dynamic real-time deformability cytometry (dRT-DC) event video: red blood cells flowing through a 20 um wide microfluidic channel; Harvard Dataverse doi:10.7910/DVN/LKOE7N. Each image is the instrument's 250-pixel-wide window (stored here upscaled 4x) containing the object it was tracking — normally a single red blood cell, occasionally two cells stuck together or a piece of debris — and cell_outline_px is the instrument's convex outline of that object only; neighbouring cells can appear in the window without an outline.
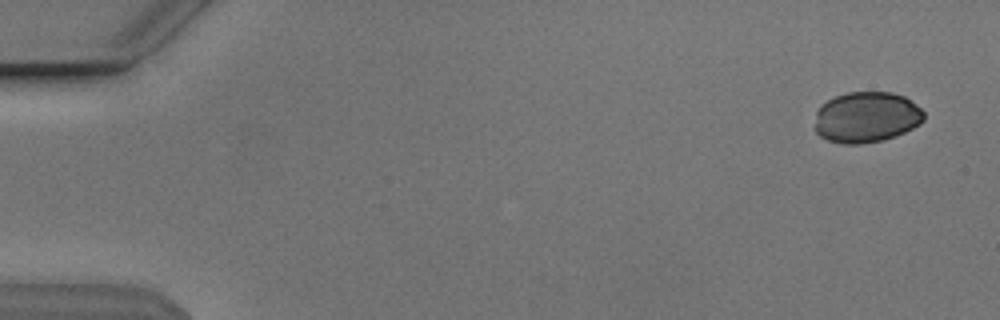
{"species": "Egyptian fruit bat (a non-hibernating species)", "species_latin": "Rousettus aegyptiacus", "temperature_condition": "cold", "stored_images_in_passage": 52, "camera_frame_rate_fps": 3000, "um_per_image_px": 0.085, "animal": {"sex": "male"}, "frame": {"image": 1, "passage_image": 1, "time_ms": 0.0, "image_size_px": [1000, 320], "cell_outline_px": [[924, 120], [920, 124], [896, 136], [884, 140], [860, 144], [844, 144], [828, 140], [820, 136], [816, 132], [816, 112], [820, 104], [836, 96], [848, 92], [892, 92], [904, 96], [916, 104], [924, 112]], "centroid_in_image_um": [73.65, 9.96], "position_along_channel_um": 11.3, "area_um2": 32.43}}
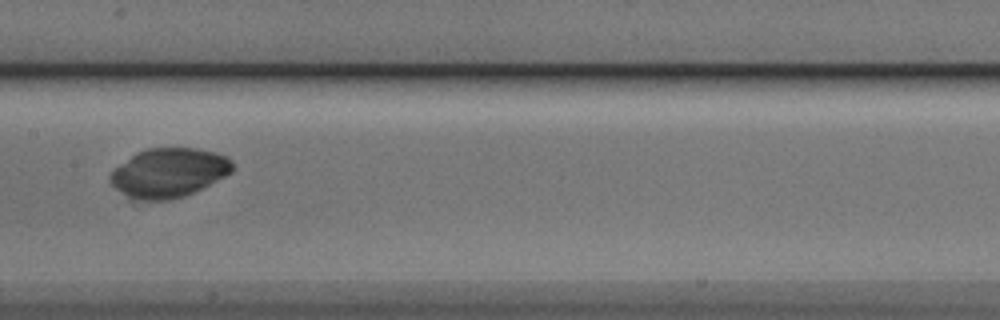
{"frame": {"image": 2, "passage_image": 26, "time_ms": 8.333, "image_size_px": [1000, 320], "cell_outline_px": [[232, 172], [184, 196], [168, 200], [128, 200], [112, 184], [108, 176], [116, 168], [136, 152], [144, 148], [196, 148], [216, 152], [228, 156], [232, 160]], "centroid_in_image_um": [14.32, 14.68], "position_along_channel_um": 193.1, "area_um2": 34.97}}
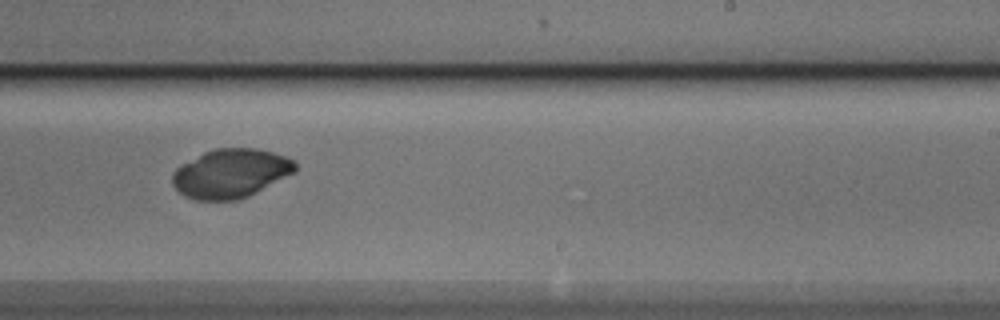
{"frame": {"image": 3, "passage_image": 32, "time_ms": 10.333, "image_size_px": [1000, 320], "cell_outline_px": [[296, 172], [240, 200], [196, 200], [184, 196], [172, 184], [172, 172], [180, 164], [204, 152], [216, 148], [256, 148], [272, 152], [284, 156], [292, 160], [296, 164]], "centroid_in_image_um": [19.59, 14.74], "position_along_channel_um": 269.4, "area_um2": 35.08}}